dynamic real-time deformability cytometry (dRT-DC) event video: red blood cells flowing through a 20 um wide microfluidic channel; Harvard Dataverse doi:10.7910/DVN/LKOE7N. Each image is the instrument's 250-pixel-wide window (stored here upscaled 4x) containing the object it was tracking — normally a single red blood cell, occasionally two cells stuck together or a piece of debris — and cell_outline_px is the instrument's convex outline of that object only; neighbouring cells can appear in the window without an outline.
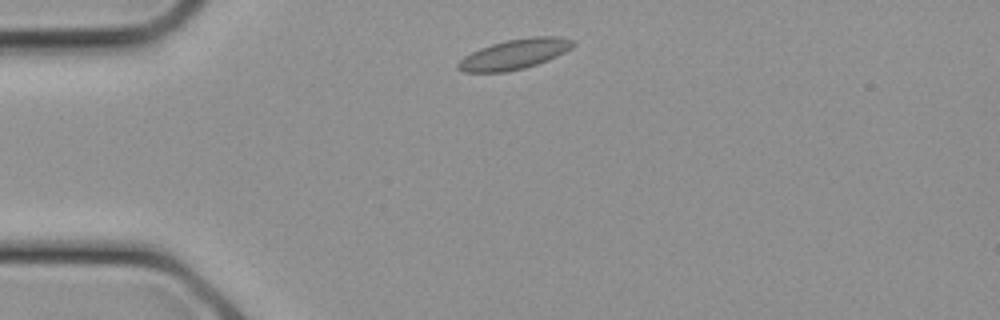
{"species": "common noctule bat (a hibernating species)", "species_latin": "Nyctalus noctula", "temperature_condition": "cold", "stored_images_in_passage": 23, "camera_frame_rate_fps": 3000, "um_per_image_px": 0.085, "animal": {"sex": "female", "body_mass_g": 21.9}, "frame": {"image": 1, "passage_image": 2, "time_ms": 0.333, "image_size_px": [1000, 320], "cell_outline_px": [[576, 44], [572, 48], [548, 60], [524, 68], [504, 72], [464, 72], [456, 68], [456, 64], [464, 56], [480, 48], [492, 44], [508, 40], [532, 36], [560, 36], [576, 40]], "centroid_in_image_um": [43.76, 4.59], "position_along_channel_um": 41.2, "area_um2": 20.17}}
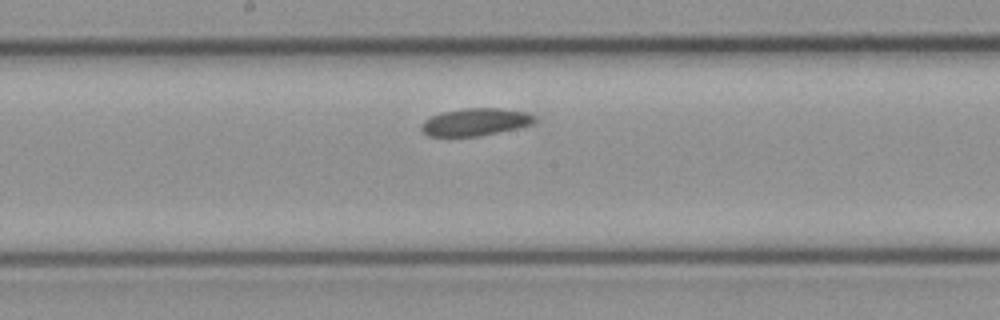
{"frame": {"image": 2, "passage_image": 10, "time_ms": 3.0, "image_size_px": [1000, 320], "cell_outline_px": [[536, 120], [532, 124], [516, 128], [480, 136], [428, 136], [420, 128], [420, 124], [424, 120], [440, 112], [464, 108], [500, 108], [524, 112], [536, 116]], "centroid_in_image_um": [40.37, 10.36], "position_along_channel_um": 207.8, "area_um2": 18.09}}
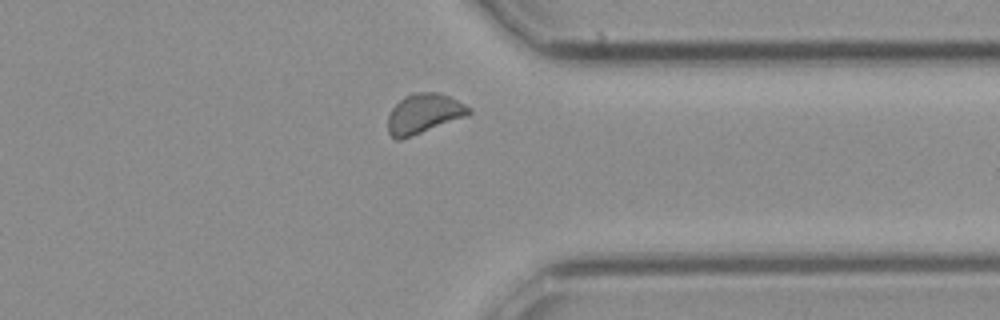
{"frame": {"image": 3, "passage_image": 17, "time_ms": 5.333, "image_size_px": [1000, 320], "cell_outline_px": [[472, 112], [468, 116], [412, 136], [400, 140], [396, 140], [388, 132], [388, 116], [392, 108], [404, 96], [412, 92], [436, 92], [448, 96], [472, 108]], "centroid_in_image_um": [36.03, 9.66], "position_along_channel_um": 375.4, "area_um2": 18.84}}